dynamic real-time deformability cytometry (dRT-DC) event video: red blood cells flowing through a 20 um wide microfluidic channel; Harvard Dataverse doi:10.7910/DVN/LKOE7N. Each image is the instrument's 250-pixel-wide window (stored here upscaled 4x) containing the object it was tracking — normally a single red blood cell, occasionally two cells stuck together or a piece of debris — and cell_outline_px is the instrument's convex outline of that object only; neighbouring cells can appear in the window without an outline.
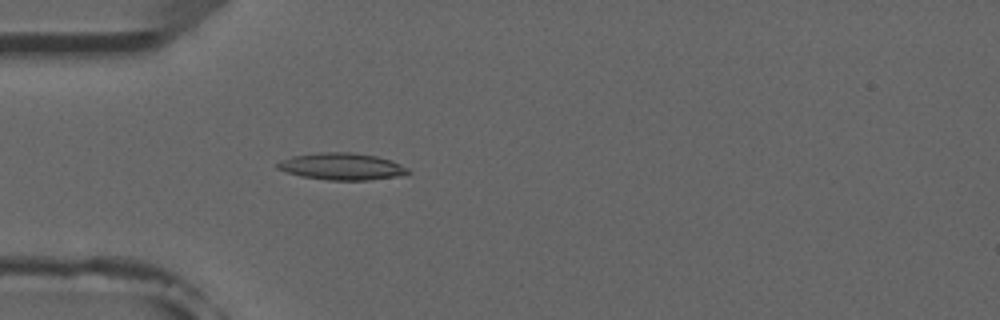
{"species": "common noctule bat (a hibernating species)", "species_latin": "Nyctalus noctula", "temperature_condition": "room temperature", "stored_images_in_passage": 4, "camera_frame_rate_fps": 3000, "um_per_image_px": 0.085, "animal": {"sex": "male", "forearm_length_mm": 52.5}, "frame": {"image": 1, "passage_image": 4, "time_ms": 4.667, "image_size_px": [1000, 320], "cell_outline_px": [[412, 172], [404, 176], [368, 180], [328, 180], [300, 176], [276, 168], [276, 164], [280, 160], [292, 156], [320, 152], [352, 152], [376, 156], [392, 160], [408, 168]], "centroid_in_image_um": [29.09, 14.15], "position_along_channel_um": 55.9, "area_um2": 20.69}}